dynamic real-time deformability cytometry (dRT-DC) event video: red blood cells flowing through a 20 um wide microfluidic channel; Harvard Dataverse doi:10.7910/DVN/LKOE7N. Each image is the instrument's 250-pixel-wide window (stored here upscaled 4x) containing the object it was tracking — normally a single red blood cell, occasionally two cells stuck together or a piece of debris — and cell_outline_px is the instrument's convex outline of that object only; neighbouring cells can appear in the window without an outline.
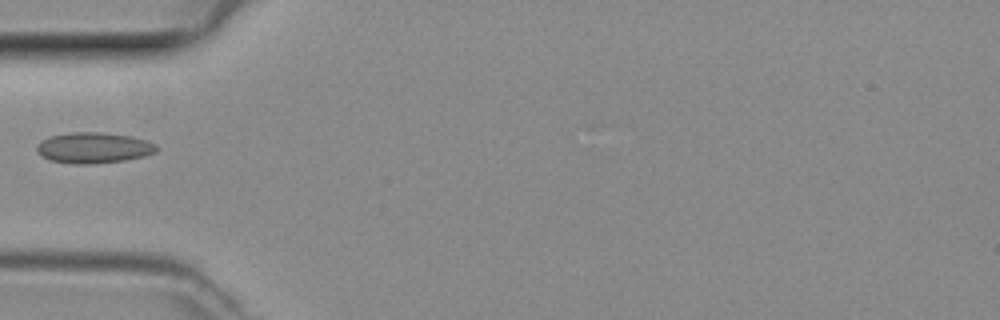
{"species": "common noctule bat (a hibernating species)", "species_latin": "Nyctalus noctula", "temperature_condition": "room temperature", "stored_images_in_passage": 23, "camera_frame_rate_fps": 3000, "um_per_image_px": 0.085, "animal": {"sex": "female", "body_mass_g": 29.2, "forearm_length_mm": 56.3}, "frame": {"image": 1, "passage_image": 1, "time_ms": 0.0, "image_size_px": [1000, 320], "cell_outline_px": [[156, 152], [144, 156], [124, 160], [92, 164], [76, 164], [48, 160], [40, 156], [36, 152], [36, 148], [44, 140], [52, 136], [68, 132], [100, 132], [132, 136], [148, 140], [156, 144]], "centroid_in_image_um": [7.97, 12.56], "position_along_channel_um": 77.0, "area_um2": 21.5}}
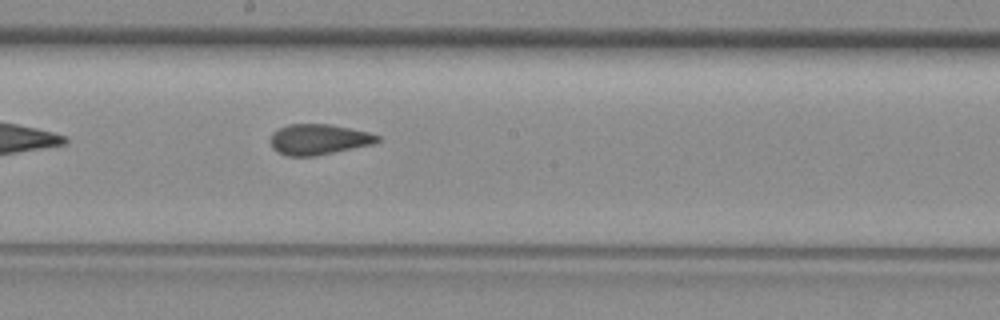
{"frame": {"image": 2, "passage_image": 11, "time_ms": 3.333, "image_size_px": [1000, 320], "cell_outline_px": [[380, 140], [372, 144], [316, 156], [288, 156], [276, 152], [272, 148], [268, 140], [272, 132], [288, 124], [328, 124], [368, 132], [380, 136]], "centroid_in_image_um": [27.02, 11.86], "position_along_channel_um": 221.2, "area_um2": 19.13}}
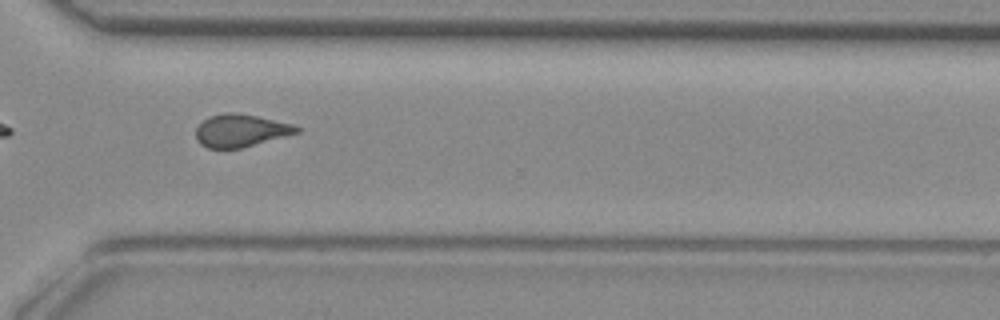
{"frame": {"image": 3, "passage_image": 20, "time_ms": 6.333, "image_size_px": [1000, 320], "cell_outline_px": [[300, 132], [240, 148], [208, 148], [200, 144], [196, 140], [196, 128], [204, 120], [212, 116], [228, 112], [236, 112], [256, 116], [292, 124], [300, 128]], "centroid_in_image_um": [20.44, 11.1], "position_along_channel_um": 350.2, "area_um2": 18.84}}